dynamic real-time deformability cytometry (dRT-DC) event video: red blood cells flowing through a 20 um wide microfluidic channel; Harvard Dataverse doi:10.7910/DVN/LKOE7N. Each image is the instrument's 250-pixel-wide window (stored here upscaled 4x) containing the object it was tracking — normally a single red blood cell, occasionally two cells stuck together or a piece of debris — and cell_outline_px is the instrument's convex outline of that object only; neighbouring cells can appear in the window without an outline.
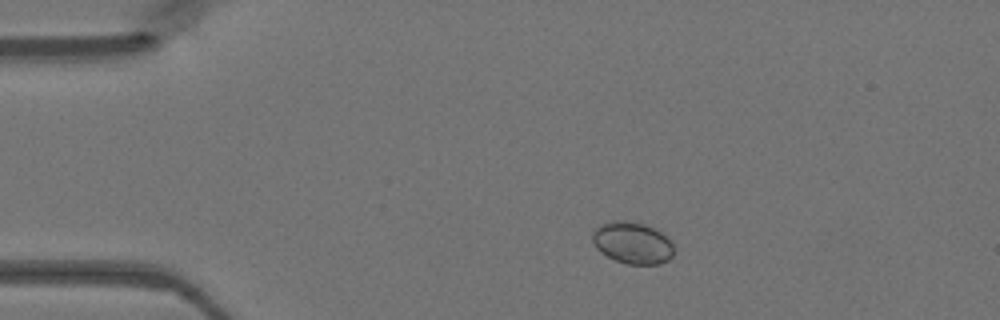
{"species": "Egyptian fruit bat (a non-hibernating species)", "species_latin": "Rousettus aegyptiacus", "temperature_condition": "warm", "stored_images_in_passage": 17, "camera_frame_rate_fps": 3000, "um_per_image_px": 0.085, "animal": {"sex": "female"}, "frame": {"image": 1, "passage_image": 6, "time_ms": 1.667, "image_size_px": [1000, 320], "cell_outline_px": [[672, 256], [668, 260], [660, 264], [628, 264], [616, 260], [600, 252], [596, 248], [592, 240], [592, 232], [600, 224], [612, 220], [624, 220], [644, 224], [660, 232], [672, 244]], "centroid_in_image_um": [53.71, 20.64], "position_along_channel_um": 31.3, "area_um2": 19.65}}
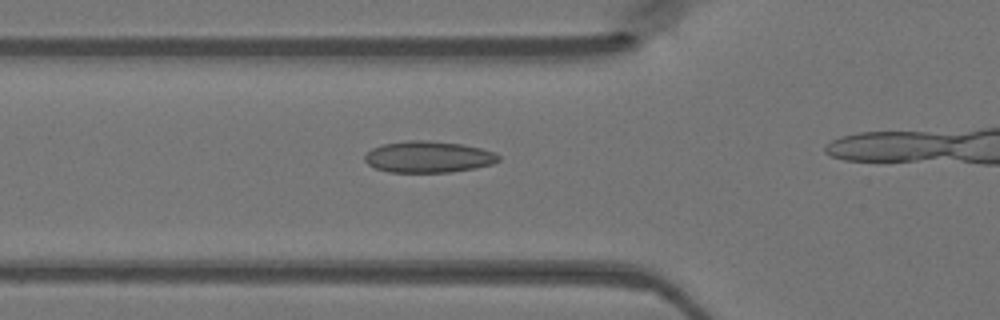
{"frame": {"image": 2, "passage_image": 13, "time_ms": 4.0, "image_size_px": [1000, 320], "cell_outline_px": [[500, 160], [492, 164], [476, 168], [448, 172], [388, 172], [376, 168], [368, 164], [364, 160], [364, 156], [372, 148], [384, 144], [408, 140], [428, 140], [464, 144], [496, 152], [500, 156]], "centroid_in_image_um": [36.43, 13.33], "position_along_channel_um": 89.4, "area_um2": 24.62}}
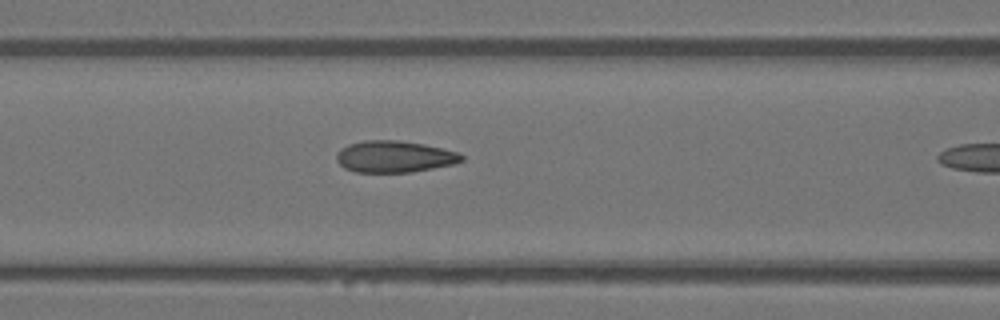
{"frame": {"image": 3, "passage_image": 16, "time_ms": 5.0, "image_size_px": [1000, 320], "cell_outline_px": [[464, 160], [452, 164], [412, 172], [356, 172], [344, 168], [336, 160], [336, 152], [340, 148], [348, 144], [364, 140], [400, 140], [424, 144], [456, 152], [464, 156]], "centroid_in_image_um": [33.47, 13.3], "position_along_channel_um": 133.1, "area_um2": 23.06}}